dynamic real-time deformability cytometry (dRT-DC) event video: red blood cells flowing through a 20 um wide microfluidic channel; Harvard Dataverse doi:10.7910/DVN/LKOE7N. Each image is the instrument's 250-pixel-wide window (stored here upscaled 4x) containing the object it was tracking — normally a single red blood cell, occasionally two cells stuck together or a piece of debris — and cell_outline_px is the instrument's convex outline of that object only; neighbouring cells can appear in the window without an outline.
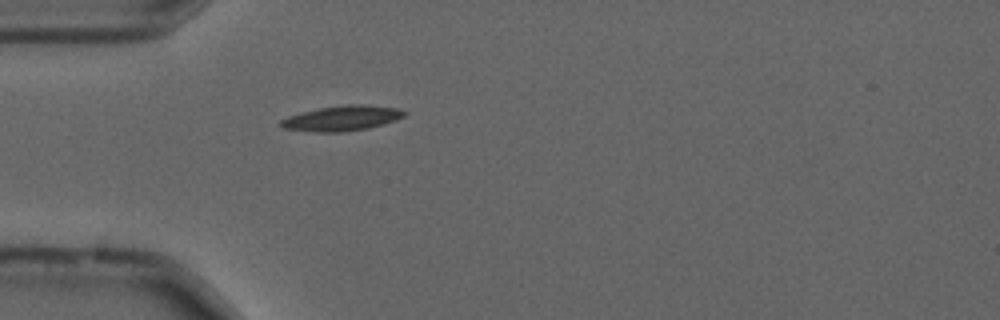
{"species": "common noctule bat (a hibernating species)", "species_latin": "Nyctalus noctula", "temperature_condition": "cold", "stored_images_in_passage": 40, "camera_frame_rate_fps": 3000, "um_per_image_px": 0.085, "animal": {"sex": "male", "forearm_length_mm": 52.5}, "frame": {"image": 1, "passage_image": 1, "time_ms": 0.0, "image_size_px": [1000, 320], "cell_outline_px": [[408, 112], [404, 116], [396, 120], [384, 124], [368, 128], [340, 132], [316, 132], [280, 128], [280, 120], [288, 116], [300, 112], [320, 108], [348, 104], [364, 104], [396, 108]], "centroid_in_image_um": [29.05, 10.05], "position_along_channel_um": 55.9, "area_um2": 18.15}}
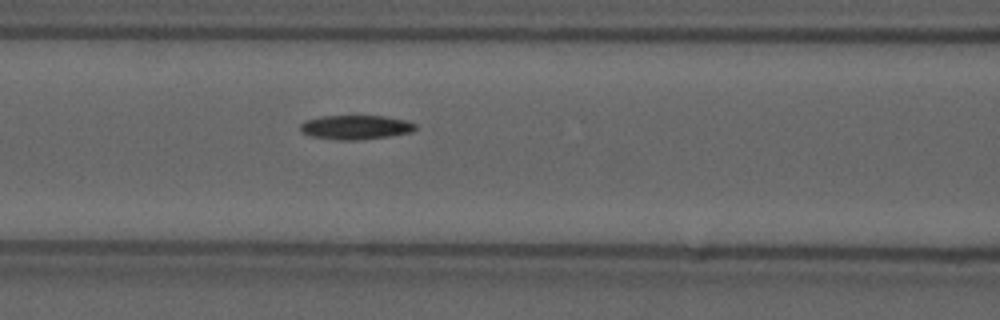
{"frame": {"image": 2, "passage_image": 8, "time_ms": 2.333, "image_size_px": [1000, 320], "cell_outline_px": [[416, 128], [412, 132], [388, 136], [356, 140], [336, 140], [308, 136], [300, 132], [300, 124], [304, 120], [320, 116], [384, 116], [404, 120], [416, 124]], "centroid_in_image_um": [30.16, 10.82], "position_along_channel_um": 136.4, "area_um2": 16.36}}
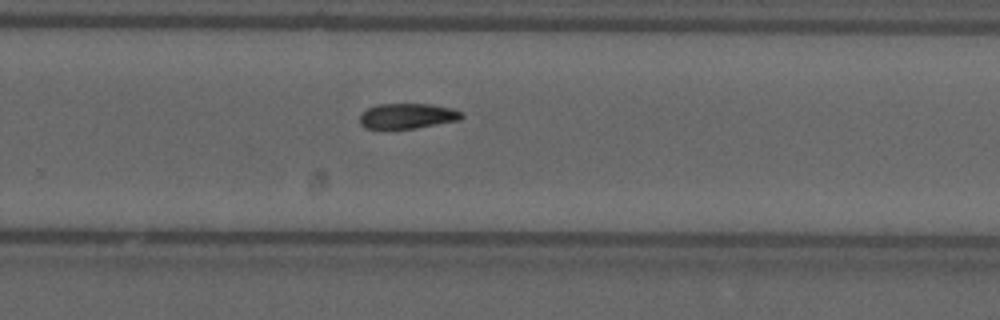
{"frame": {"image": 3, "passage_image": 21, "time_ms": 6.667, "image_size_px": [1000, 320], "cell_outline_px": [[464, 116], [460, 120], [416, 128], [392, 132], [364, 128], [360, 124], [360, 112], [376, 104], [432, 104], [452, 108], [464, 112]], "centroid_in_image_um": [34.58, 9.9], "position_along_channel_um": 295.2, "area_um2": 15.9}, "authors_computed_cell_mechanics": {"area_um2": 15.6349, "velocity_mm_per_s": 3.6835, "shape_relaxation_time_tau1_ms": 3.7004, "shape_relaxation_time_tau2_ms": null, "deformation_change_tau1": 0.144, "deformation_change_tau2": null}}